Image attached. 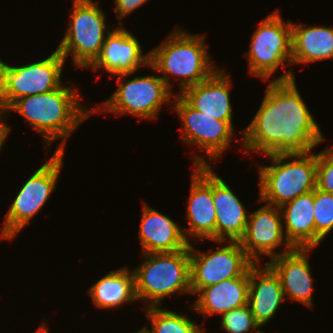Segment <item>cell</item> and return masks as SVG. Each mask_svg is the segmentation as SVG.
I'll return each instance as SVG.
<instances>
[{
  "label": "cell",
  "mask_w": 333,
  "mask_h": 333,
  "mask_svg": "<svg viewBox=\"0 0 333 333\" xmlns=\"http://www.w3.org/2000/svg\"><path fill=\"white\" fill-rule=\"evenodd\" d=\"M293 71L290 67L267 85L256 115L241 132L245 152L306 153L325 141L301 98Z\"/></svg>",
  "instance_id": "cell-1"
},
{
  "label": "cell",
  "mask_w": 333,
  "mask_h": 333,
  "mask_svg": "<svg viewBox=\"0 0 333 333\" xmlns=\"http://www.w3.org/2000/svg\"><path fill=\"white\" fill-rule=\"evenodd\" d=\"M76 90L75 86L62 84L51 92L21 97L5 111V114L15 111L22 115L33 130L39 132L45 140L44 145L48 147L55 140L61 139L59 148L54 152H64L68 136L92 115V109H87L80 102L81 94Z\"/></svg>",
  "instance_id": "cell-2"
},
{
  "label": "cell",
  "mask_w": 333,
  "mask_h": 333,
  "mask_svg": "<svg viewBox=\"0 0 333 333\" xmlns=\"http://www.w3.org/2000/svg\"><path fill=\"white\" fill-rule=\"evenodd\" d=\"M205 39L204 35L190 34L176 27L164 42L150 50L149 67L163 73L160 77L170 89L169 75L178 78L181 93L206 80L218 69L210 60Z\"/></svg>",
  "instance_id": "cell-3"
},
{
  "label": "cell",
  "mask_w": 333,
  "mask_h": 333,
  "mask_svg": "<svg viewBox=\"0 0 333 333\" xmlns=\"http://www.w3.org/2000/svg\"><path fill=\"white\" fill-rule=\"evenodd\" d=\"M267 156L271 165H260L258 168V202L281 207L284 203L316 189V154L278 153Z\"/></svg>",
  "instance_id": "cell-4"
},
{
  "label": "cell",
  "mask_w": 333,
  "mask_h": 333,
  "mask_svg": "<svg viewBox=\"0 0 333 333\" xmlns=\"http://www.w3.org/2000/svg\"><path fill=\"white\" fill-rule=\"evenodd\" d=\"M145 258L132 269L138 300L146 307H160L165 297L191 293L189 245L176 252L141 253Z\"/></svg>",
  "instance_id": "cell-5"
},
{
  "label": "cell",
  "mask_w": 333,
  "mask_h": 333,
  "mask_svg": "<svg viewBox=\"0 0 333 333\" xmlns=\"http://www.w3.org/2000/svg\"><path fill=\"white\" fill-rule=\"evenodd\" d=\"M61 43L56 48L67 59L71 54L75 66L89 67L99 56L106 36L112 31L106 16L93 0H73V10Z\"/></svg>",
  "instance_id": "cell-6"
},
{
  "label": "cell",
  "mask_w": 333,
  "mask_h": 333,
  "mask_svg": "<svg viewBox=\"0 0 333 333\" xmlns=\"http://www.w3.org/2000/svg\"><path fill=\"white\" fill-rule=\"evenodd\" d=\"M130 74H120L117 90L100 107H91L92 114L110 112L113 114L133 115L139 119L157 118L163 104H171V90L160 76L145 75L126 81Z\"/></svg>",
  "instance_id": "cell-7"
},
{
  "label": "cell",
  "mask_w": 333,
  "mask_h": 333,
  "mask_svg": "<svg viewBox=\"0 0 333 333\" xmlns=\"http://www.w3.org/2000/svg\"><path fill=\"white\" fill-rule=\"evenodd\" d=\"M65 58L54 52L43 60L11 66L0 59V111L4 112L19 98L58 89Z\"/></svg>",
  "instance_id": "cell-8"
},
{
  "label": "cell",
  "mask_w": 333,
  "mask_h": 333,
  "mask_svg": "<svg viewBox=\"0 0 333 333\" xmlns=\"http://www.w3.org/2000/svg\"><path fill=\"white\" fill-rule=\"evenodd\" d=\"M65 152H54L40 168L22 185L5 214L0 240L12 241L30 220L42 209L56 190Z\"/></svg>",
  "instance_id": "cell-9"
},
{
  "label": "cell",
  "mask_w": 333,
  "mask_h": 333,
  "mask_svg": "<svg viewBox=\"0 0 333 333\" xmlns=\"http://www.w3.org/2000/svg\"><path fill=\"white\" fill-rule=\"evenodd\" d=\"M254 30L247 55L250 75L267 81L282 65H292L291 21L284 22L277 10Z\"/></svg>",
  "instance_id": "cell-10"
},
{
  "label": "cell",
  "mask_w": 333,
  "mask_h": 333,
  "mask_svg": "<svg viewBox=\"0 0 333 333\" xmlns=\"http://www.w3.org/2000/svg\"><path fill=\"white\" fill-rule=\"evenodd\" d=\"M219 249L202 252L189 243L190 287L196 294L200 289L223 280L242 276L254 262L247 256L239 241H214Z\"/></svg>",
  "instance_id": "cell-11"
},
{
  "label": "cell",
  "mask_w": 333,
  "mask_h": 333,
  "mask_svg": "<svg viewBox=\"0 0 333 333\" xmlns=\"http://www.w3.org/2000/svg\"><path fill=\"white\" fill-rule=\"evenodd\" d=\"M174 99L172 108L181 119L183 142L200 147L207 158L216 162L231 146L233 126L194 109L179 94Z\"/></svg>",
  "instance_id": "cell-12"
},
{
  "label": "cell",
  "mask_w": 333,
  "mask_h": 333,
  "mask_svg": "<svg viewBox=\"0 0 333 333\" xmlns=\"http://www.w3.org/2000/svg\"><path fill=\"white\" fill-rule=\"evenodd\" d=\"M203 157L196 154L192 158L196 169L192 171L187 205L186 218L189 226L182 229L189 243L190 236L198 240L205 238L215 241L216 210L212 197V168Z\"/></svg>",
  "instance_id": "cell-13"
},
{
  "label": "cell",
  "mask_w": 333,
  "mask_h": 333,
  "mask_svg": "<svg viewBox=\"0 0 333 333\" xmlns=\"http://www.w3.org/2000/svg\"><path fill=\"white\" fill-rule=\"evenodd\" d=\"M283 228L280 208L265 204L250 213L246 231L239 242L247 256L254 263L260 264V255H267L271 260L294 249L287 241ZM281 245L285 250L276 253L275 249Z\"/></svg>",
  "instance_id": "cell-14"
},
{
  "label": "cell",
  "mask_w": 333,
  "mask_h": 333,
  "mask_svg": "<svg viewBox=\"0 0 333 333\" xmlns=\"http://www.w3.org/2000/svg\"><path fill=\"white\" fill-rule=\"evenodd\" d=\"M149 52L143 54L137 37L122 26H116L105 38L99 56L88 67L93 72L104 69L112 76L133 75L140 67H149Z\"/></svg>",
  "instance_id": "cell-15"
},
{
  "label": "cell",
  "mask_w": 333,
  "mask_h": 333,
  "mask_svg": "<svg viewBox=\"0 0 333 333\" xmlns=\"http://www.w3.org/2000/svg\"><path fill=\"white\" fill-rule=\"evenodd\" d=\"M312 249L294 248L266 262L278 275L285 298L313 306V278L308 254Z\"/></svg>",
  "instance_id": "cell-16"
},
{
  "label": "cell",
  "mask_w": 333,
  "mask_h": 333,
  "mask_svg": "<svg viewBox=\"0 0 333 333\" xmlns=\"http://www.w3.org/2000/svg\"><path fill=\"white\" fill-rule=\"evenodd\" d=\"M230 80L223 69H217L206 80L184 89L179 95L194 109L233 126Z\"/></svg>",
  "instance_id": "cell-17"
},
{
  "label": "cell",
  "mask_w": 333,
  "mask_h": 333,
  "mask_svg": "<svg viewBox=\"0 0 333 333\" xmlns=\"http://www.w3.org/2000/svg\"><path fill=\"white\" fill-rule=\"evenodd\" d=\"M212 197L216 210L215 241H239L249 215L230 186L212 169Z\"/></svg>",
  "instance_id": "cell-18"
},
{
  "label": "cell",
  "mask_w": 333,
  "mask_h": 333,
  "mask_svg": "<svg viewBox=\"0 0 333 333\" xmlns=\"http://www.w3.org/2000/svg\"><path fill=\"white\" fill-rule=\"evenodd\" d=\"M142 206L138 232L142 253L176 252L189 245L182 228L173 219L144 202Z\"/></svg>",
  "instance_id": "cell-19"
},
{
  "label": "cell",
  "mask_w": 333,
  "mask_h": 333,
  "mask_svg": "<svg viewBox=\"0 0 333 333\" xmlns=\"http://www.w3.org/2000/svg\"><path fill=\"white\" fill-rule=\"evenodd\" d=\"M285 300L275 271L267 263L263 268L259 267V263H254L249 268L248 305L260 327L265 326L276 315Z\"/></svg>",
  "instance_id": "cell-20"
},
{
  "label": "cell",
  "mask_w": 333,
  "mask_h": 333,
  "mask_svg": "<svg viewBox=\"0 0 333 333\" xmlns=\"http://www.w3.org/2000/svg\"><path fill=\"white\" fill-rule=\"evenodd\" d=\"M196 295L198 298L190 307L204 314L205 319L207 315H222L231 309L245 306L248 304L249 296V269L240 277L200 289Z\"/></svg>",
  "instance_id": "cell-21"
},
{
  "label": "cell",
  "mask_w": 333,
  "mask_h": 333,
  "mask_svg": "<svg viewBox=\"0 0 333 333\" xmlns=\"http://www.w3.org/2000/svg\"><path fill=\"white\" fill-rule=\"evenodd\" d=\"M280 208L284 234L293 248H315L314 191L284 203Z\"/></svg>",
  "instance_id": "cell-22"
},
{
  "label": "cell",
  "mask_w": 333,
  "mask_h": 333,
  "mask_svg": "<svg viewBox=\"0 0 333 333\" xmlns=\"http://www.w3.org/2000/svg\"><path fill=\"white\" fill-rule=\"evenodd\" d=\"M292 65L333 58V28L306 27L291 21Z\"/></svg>",
  "instance_id": "cell-23"
},
{
  "label": "cell",
  "mask_w": 333,
  "mask_h": 333,
  "mask_svg": "<svg viewBox=\"0 0 333 333\" xmlns=\"http://www.w3.org/2000/svg\"><path fill=\"white\" fill-rule=\"evenodd\" d=\"M93 304L101 309L119 308L137 299L133 270L121 268L108 272L88 290Z\"/></svg>",
  "instance_id": "cell-24"
},
{
  "label": "cell",
  "mask_w": 333,
  "mask_h": 333,
  "mask_svg": "<svg viewBox=\"0 0 333 333\" xmlns=\"http://www.w3.org/2000/svg\"><path fill=\"white\" fill-rule=\"evenodd\" d=\"M143 310L152 324L151 330L143 326L146 333H206L204 328L183 314L160 307H146Z\"/></svg>",
  "instance_id": "cell-25"
},
{
  "label": "cell",
  "mask_w": 333,
  "mask_h": 333,
  "mask_svg": "<svg viewBox=\"0 0 333 333\" xmlns=\"http://www.w3.org/2000/svg\"><path fill=\"white\" fill-rule=\"evenodd\" d=\"M315 247L333 230V194L314 190Z\"/></svg>",
  "instance_id": "cell-26"
},
{
  "label": "cell",
  "mask_w": 333,
  "mask_h": 333,
  "mask_svg": "<svg viewBox=\"0 0 333 333\" xmlns=\"http://www.w3.org/2000/svg\"><path fill=\"white\" fill-rule=\"evenodd\" d=\"M259 328L248 304L222 314L221 329L227 333H256Z\"/></svg>",
  "instance_id": "cell-27"
},
{
  "label": "cell",
  "mask_w": 333,
  "mask_h": 333,
  "mask_svg": "<svg viewBox=\"0 0 333 333\" xmlns=\"http://www.w3.org/2000/svg\"><path fill=\"white\" fill-rule=\"evenodd\" d=\"M317 181L316 188L333 194V147L316 153Z\"/></svg>",
  "instance_id": "cell-28"
},
{
  "label": "cell",
  "mask_w": 333,
  "mask_h": 333,
  "mask_svg": "<svg viewBox=\"0 0 333 333\" xmlns=\"http://www.w3.org/2000/svg\"><path fill=\"white\" fill-rule=\"evenodd\" d=\"M149 0H114L115 8L114 12L116 13L117 19L120 20L118 24L122 26V18L124 19L127 15L133 13V11Z\"/></svg>",
  "instance_id": "cell-29"
},
{
  "label": "cell",
  "mask_w": 333,
  "mask_h": 333,
  "mask_svg": "<svg viewBox=\"0 0 333 333\" xmlns=\"http://www.w3.org/2000/svg\"><path fill=\"white\" fill-rule=\"evenodd\" d=\"M7 115L0 111V151L3 148V145L6 141L7 136L10 134L11 132V127H9V125H6V120L4 117H6Z\"/></svg>",
  "instance_id": "cell-30"
},
{
  "label": "cell",
  "mask_w": 333,
  "mask_h": 333,
  "mask_svg": "<svg viewBox=\"0 0 333 333\" xmlns=\"http://www.w3.org/2000/svg\"><path fill=\"white\" fill-rule=\"evenodd\" d=\"M47 323H41V325L35 330L34 333H49Z\"/></svg>",
  "instance_id": "cell-31"
},
{
  "label": "cell",
  "mask_w": 333,
  "mask_h": 333,
  "mask_svg": "<svg viewBox=\"0 0 333 333\" xmlns=\"http://www.w3.org/2000/svg\"><path fill=\"white\" fill-rule=\"evenodd\" d=\"M133 333V332H132ZM134 333H146L145 331H144V329L142 328V329H140V330H138V331H136V332H134Z\"/></svg>",
  "instance_id": "cell-32"
},
{
  "label": "cell",
  "mask_w": 333,
  "mask_h": 333,
  "mask_svg": "<svg viewBox=\"0 0 333 333\" xmlns=\"http://www.w3.org/2000/svg\"><path fill=\"white\" fill-rule=\"evenodd\" d=\"M256 333H265V332H261V328H260Z\"/></svg>",
  "instance_id": "cell-33"
}]
</instances>
